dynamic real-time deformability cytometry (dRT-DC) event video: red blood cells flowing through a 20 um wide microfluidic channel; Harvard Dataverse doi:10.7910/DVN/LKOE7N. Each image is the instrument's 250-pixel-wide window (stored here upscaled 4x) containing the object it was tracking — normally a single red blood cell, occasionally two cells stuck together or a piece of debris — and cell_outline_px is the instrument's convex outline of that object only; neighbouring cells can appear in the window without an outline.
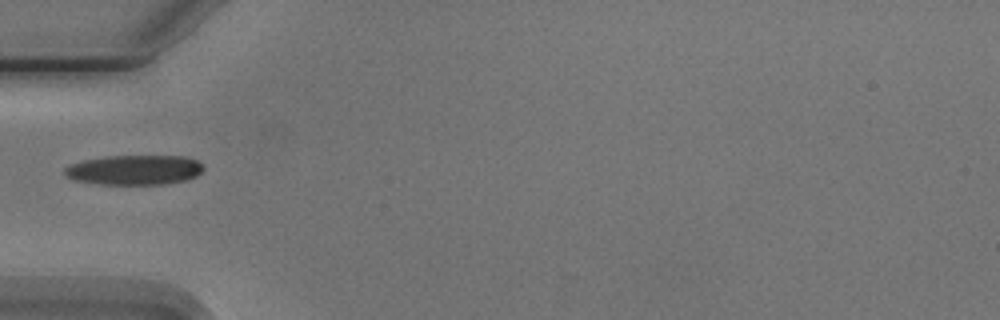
{"species": "Egyptian fruit bat (a non-hibernating species)", "species_latin": "Rousettus aegyptiacus", "temperature_condition": "cold", "stored_images_in_passage": 1, "camera_frame_rate_fps": 3000, "um_per_image_px": 0.085, "animal": {"sex": "male"}, "frame": {"image": 1, "passage_image": 1, "time_ms": 0.0, "image_size_px": [1000, 320], "cell_outline_px": [[204, 168], [196, 176], [188, 180], [168, 184], [100, 184], [76, 180], [64, 176], [64, 168], [68, 164], [84, 160], [108, 156], [184, 156], [196, 160], [204, 164]], "centroid_in_image_um": [11.44, 14.44], "position_along_channel_um": 73.6, "area_um2": 24.28}}